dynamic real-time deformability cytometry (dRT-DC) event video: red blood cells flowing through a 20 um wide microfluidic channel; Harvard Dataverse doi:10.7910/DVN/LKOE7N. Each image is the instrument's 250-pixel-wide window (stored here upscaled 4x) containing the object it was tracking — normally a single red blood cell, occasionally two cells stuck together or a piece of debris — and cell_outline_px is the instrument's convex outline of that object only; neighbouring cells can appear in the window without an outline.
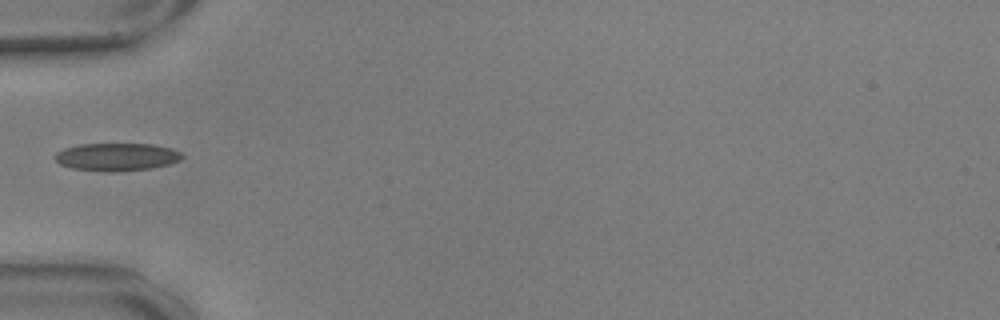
{"species": "common noctule bat (a hibernating species)", "species_latin": "Nyctalus noctula", "temperature_condition": "warm", "stored_images_in_passage": 24, "camera_frame_rate_fps": 3000, "um_per_image_px": 0.085, "animal": {"sex": "male", "body_mass_g": 17.9, "forearm_length_mm": 54.2}, "frame": {"image": 1, "passage_image": 1, "time_ms": 0.0, "image_size_px": [1000, 320], "cell_outline_px": [[184, 156], [180, 160], [168, 164], [152, 168], [72, 168], [60, 164], [56, 160], [56, 152], [64, 148], [80, 144], [152, 144], [172, 148], [180, 152]], "centroid_in_image_um": [9.96, 13.27], "position_along_channel_um": 75.0, "area_um2": 19.31}}